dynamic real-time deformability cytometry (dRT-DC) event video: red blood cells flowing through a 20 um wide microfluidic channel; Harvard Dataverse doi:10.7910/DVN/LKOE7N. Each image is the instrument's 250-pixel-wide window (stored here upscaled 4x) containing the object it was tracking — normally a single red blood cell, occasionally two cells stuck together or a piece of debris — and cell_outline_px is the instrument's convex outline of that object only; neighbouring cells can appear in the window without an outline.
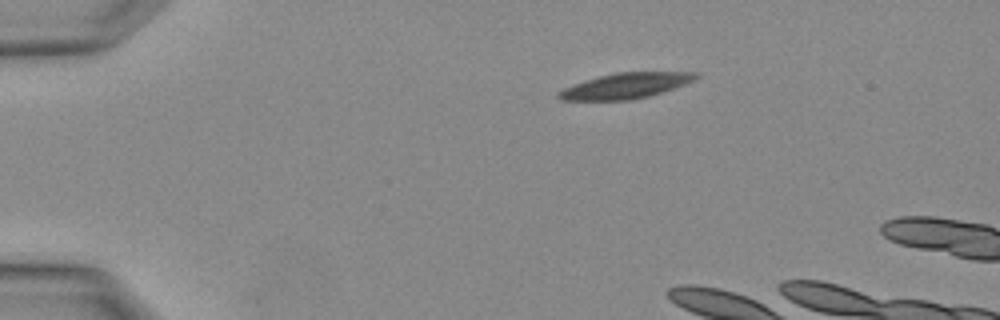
{"species": "Egyptian fruit bat (a non-hibernating species)", "species_latin": "Rousettus aegyptiacus", "temperature_condition": "warm", "stored_images_in_passage": 3, "camera_frame_rate_fps": 3000, "um_per_image_px": 0.085, "animal": {"sex": "female"}, "frame": {"image": 1, "passage_image": 1, "time_ms": 0.0, "image_size_px": [1000, 320], "cell_outline_px": [[700, 76], [684, 84], [648, 96], [628, 100], [560, 100], [556, 96], [556, 92], [572, 84], [584, 80], [616, 72], [700, 72]], "centroid_in_image_um": [53.12, 7.28], "position_along_channel_um": 31.9, "area_um2": 20.23}}